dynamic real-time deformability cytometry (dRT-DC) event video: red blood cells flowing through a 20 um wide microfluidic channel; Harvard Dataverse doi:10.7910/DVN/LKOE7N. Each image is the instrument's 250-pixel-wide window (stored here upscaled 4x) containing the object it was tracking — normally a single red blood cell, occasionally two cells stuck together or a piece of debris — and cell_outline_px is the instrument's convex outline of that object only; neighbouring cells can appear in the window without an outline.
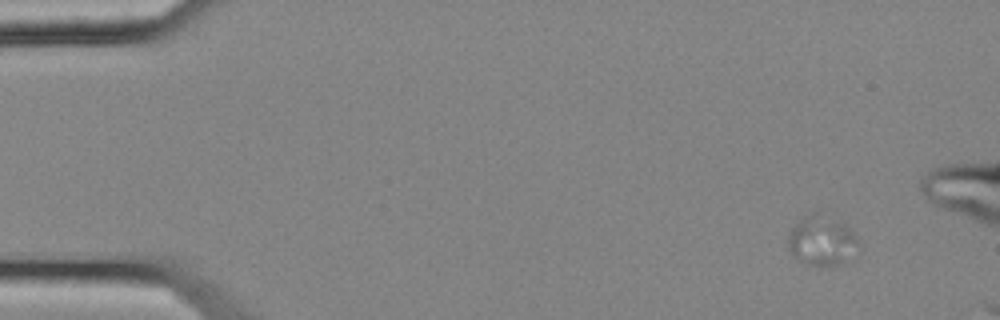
{"species": "common noctule bat (a hibernating species)", "species_latin": "Nyctalus noctula", "temperature_condition": "cold", "stored_images_in_passage": 5, "camera_frame_rate_fps": 3000, "um_per_image_px": 0.085, "animal": {"sex": "female", "body_mass_g": 25.1}, "frame": {"image": 1, "passage_image": 2, "time_ms": 0.333, "image_size_px": [1000, 320], "cell_outline_px": [[860, 248], [840, 264], [828, 268], [812, 264], [800, 260], [788, 248], [788, 236], [792, 228], [800, 220], [812, 212], [816, 212], [844, 224], [860, 240]], "centroid_in_image_um": [69.89, 20.48], "position_along_channel_um": 15.1, "area_um2": 20.11}}